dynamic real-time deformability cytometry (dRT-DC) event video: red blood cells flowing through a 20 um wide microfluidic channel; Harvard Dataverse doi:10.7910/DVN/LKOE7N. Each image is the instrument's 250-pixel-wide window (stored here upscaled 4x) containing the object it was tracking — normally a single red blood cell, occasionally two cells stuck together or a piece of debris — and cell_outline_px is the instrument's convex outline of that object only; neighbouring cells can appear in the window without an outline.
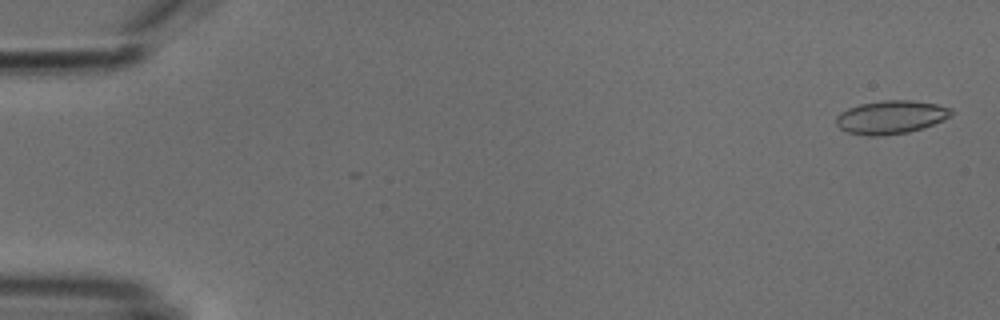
{"species": "common noctule bat (a hibernating species)", "species_latin": "Nyctalus noctula", "temperature_condition": "cold", "stored_images_in_passage": 9, "camera_frame_rate_fps": 3000, "um_per_image_px": 0.085, "animal": {"sex": "male", "body_mass_g": 18.8}, "frame": {"image": 1, "passage_image": 1, "time_ms": 0.0, "image_size_px": [1000, 320], "cell_outline_px": [[952, 116], [944, 120], [908, 132], [884, 136], [868, 136], [848, 132], [840, 128], [836, 124], [836, 116], [840, 112], [848, 108], [860, 104], [880, 100], [912, 100], [936, 104], [952, 108]], "centroid_in_image_um": [75.72, 9.95], "position_along_channel_um": 9.3, "area_um2": 22.43}}